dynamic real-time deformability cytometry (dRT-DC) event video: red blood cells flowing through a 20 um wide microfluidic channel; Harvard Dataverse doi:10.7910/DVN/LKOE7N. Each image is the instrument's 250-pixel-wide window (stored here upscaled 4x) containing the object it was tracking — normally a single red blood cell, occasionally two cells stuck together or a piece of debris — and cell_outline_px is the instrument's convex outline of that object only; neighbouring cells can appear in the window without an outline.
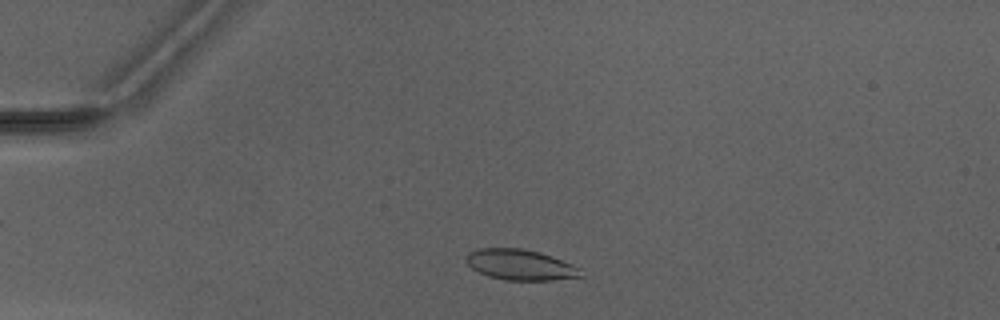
{"species": "Egyptian fruit bat (a non-hibernating species)", "species_latin": "Rousettus aegyptiacus", "temperature_condition": "warm", "stored_images_in_passage": 3, "camera_frame_rate_fps": 3000, "um_per_image_px": 0.085, "animal": {"sex": "male"}, "frame": {"image": 1, "passage_image": 1, "time_ms": 0.0, "image_size_px": [1000, 320], "cell_outline_px": [[584, 276], [552, 280], [504, 280], [488, 276], [472, 268], [464, 260], [468, 252], [480, 248], [520, 248], [540, 252], [552, 256], [584, 268]], "centroid_in_image_um": [44.28, 22.5], "position_along_channel_um": 40.7, "area_um2": 20.75}}
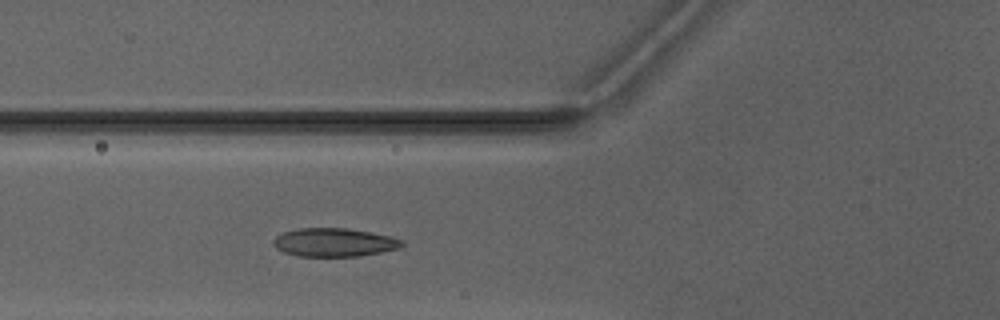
{"frame": {"image": 2, "passage_image": 3, "time_ms": 2.333, "image_size_px": [1000, 320], "cell_outline_px": [[404, 244], [400, 248], [360, 256], [296, 256], [284, 252], [276, 248], [272, 244], [272, 240], [276, 236], [284, 232], [296, 228], [348, 228], [372, 232], [392, 236], [404, 240]], "centroid_in_image_um": [28.41, 20.59], "position_along_channel_um": 97.4, "area_um2": 21.56}}